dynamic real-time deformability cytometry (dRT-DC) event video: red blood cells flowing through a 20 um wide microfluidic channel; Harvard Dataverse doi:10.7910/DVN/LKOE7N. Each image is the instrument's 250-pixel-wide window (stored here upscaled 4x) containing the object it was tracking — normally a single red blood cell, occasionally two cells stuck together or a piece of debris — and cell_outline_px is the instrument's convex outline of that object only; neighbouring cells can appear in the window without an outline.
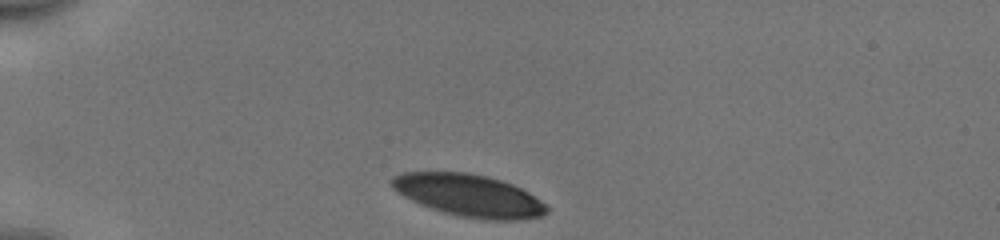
{"species": "human", "species_latin": "Homo sapiens", "temperature_condition": "cold", "stored_images_in_passage": 32, "camera_frame_rate_fps": 3000, "um_per_image_px": 0.085, "donor": {"sex": "male"}, "frame": {"image": 1, "passage_image": 1, "time_ms": 0.0, "image_size_px": [1000, 240], "cell_outline_px": [[548, 212], [544, 216], [524, 220], [484, 220], [460, 216], [444, 212], [420, 204], [396, 192], [392, 188], [392, 176], [400, 172], [468, 172], [500, 180], [512, 184], [528, 192], [548, 204]], "centroid_in_image_um": [39.9, 16.62], "position_along_channel_um": 45.1, "area_um2": 38.32}}
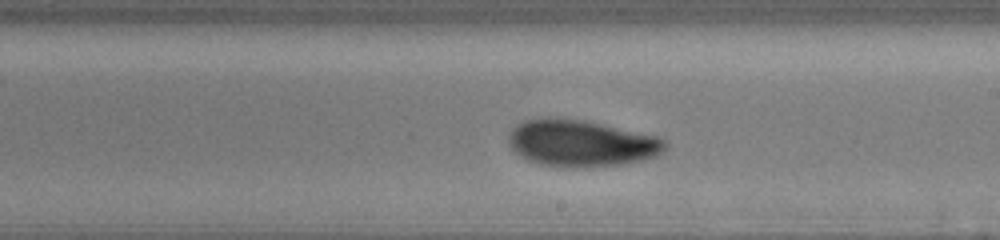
{"frame": {"image": 2, "passage_image": 19, "time_ms": 6.0, "image_size_px": [1000, 240], "cell_outline_px": [[668, 148], [664, 152], [656, 156], [644, 160], [620, 164], [576, 168], [568, 168], [540, 164], [528, 160], [520, 156], [512, 148], [508, 140], [508, 136], [512, 128], [516, 124], [524, 120], [540, 116], [552, 116], [584, 120], [656, 136], [664, 140], [668, 144]], "centroid_in_image_um": [49.37, 12.16], "position_along_channel_um": 239.6, "area_um2": 43.06}}
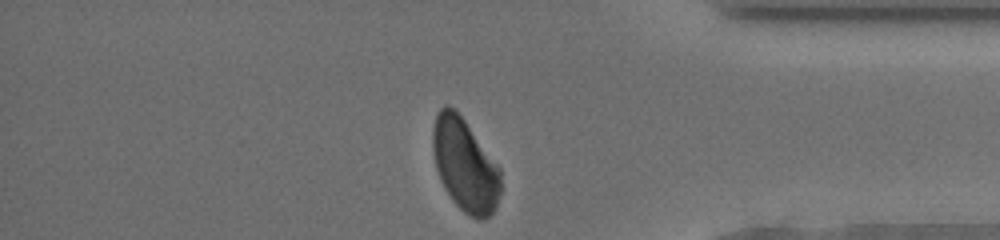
{"frame": {"image": 3, "passage_image": 32, "time_ms": 10.333, "image_size_px": [1000, 240], "cell_outline_px": [[500, 192], [496, 208], [484, 220], [476, 220], [468, 216], [452, 200], [444, 188], [440, 180], [436, 168], [432, 152], [432, 128], [436, 112], [444, 104], [448, 104], [456, 108], [500, 168]], "centroid_in_image_um": [39.49, 14.0], "position_along_channel_um": 395.7, "area_um2": 37.17}, "authors_computed_cell_mechanics": {"area_um2": 41.4715, "velocity_mm_per_s": 3.9343, "shape_relaxation_time_tau1_ms": 2.8084, "shape_relaxation_time_tau2_ms": 1.404, "deformation_change_tau1": 0.1294, "deformation_change_tau2": 0.0615}}